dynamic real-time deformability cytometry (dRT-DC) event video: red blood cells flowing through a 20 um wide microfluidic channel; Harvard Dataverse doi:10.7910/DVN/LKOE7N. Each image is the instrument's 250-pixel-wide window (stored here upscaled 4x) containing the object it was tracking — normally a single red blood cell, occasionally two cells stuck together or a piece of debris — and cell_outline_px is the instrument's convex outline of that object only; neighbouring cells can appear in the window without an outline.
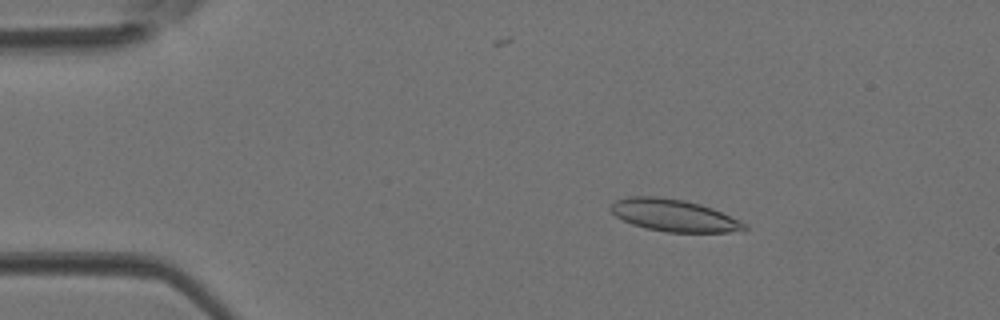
{"species": "Egyptian fruit bat (a non-hibernating species)", "species_latin": "Rousettus aegyptiacus", "temperature_condition": "room temperature", "stored_images_in_passage": 43, "camera_frame_rate_fps": 3000, "um_per_image_px": 0.085, "animal": {"sex": "female"}, "frame": {"image": 1, "passage_image": 7, "time_ms": 2.0, "image_size_px": [1000, 320], "cell_outline_px": [[748, 228], [728, 232], [668, 232], [644, 228], [632, 224], [616, 216], [608, 208], [616, 200], [628, 196], [656, 196], [684, 200], [700, 204], [712, 208], [748, 224]], "centroid_in_image_um": [57.25, 18.3], "position_along_channel_um": 27.7, "area_um2": 24.91}}
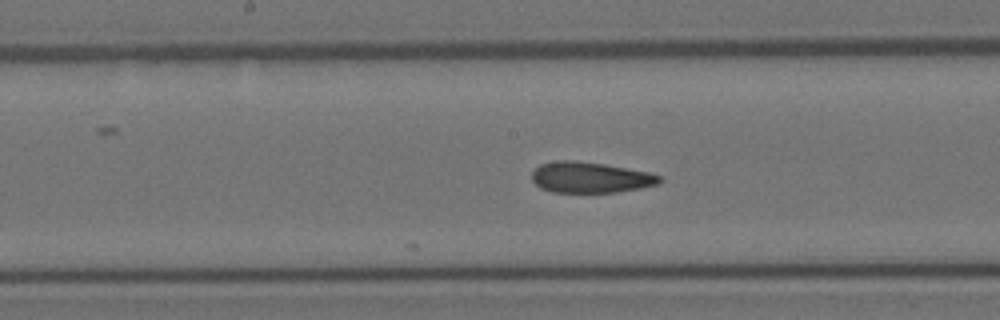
{"frame": {"image": 2, "passage_image": 22, "time_ms": 7.0, "image_size_px": [1000, 320], "cell_outline_px": [[664, 180], [660, 184], [640, 188], [616, 192], [552, 192], [540, 188], [532, 180], [532, 172], [540, 164], [556, 160], [576, 160], [604, 164], [648, 172], [660, 176]], "centroid_in_image_um": [50.17, 15.08], "position_along_channel_um": 198.0, "area_um2": 23.0}}
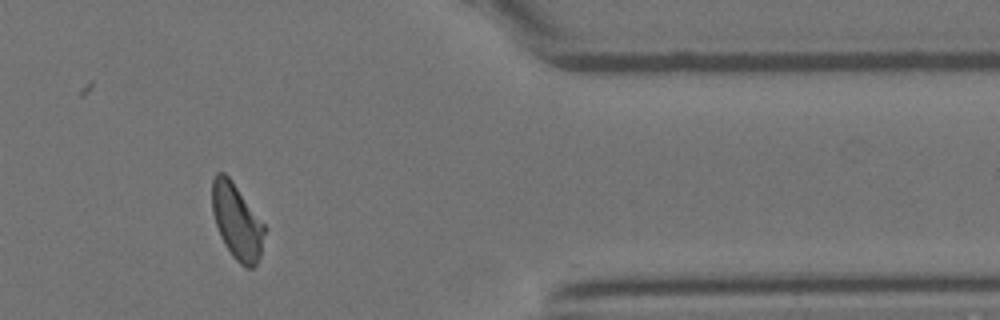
{"frame": {"image": 3, "passage_image": 36, "time_ms": 11.667, "image_size_px": [1000, 320], "cell_outline_px": [[264, 232], [260, 256], [256, 264], [252, 268], [244, 268], [232, 256], [224, 244], [220, 236], [212, 212], [212, 180], [216, 172], [224, 172], [232, 180], [264, 224]], "centroid_in_image_um": [20.11, 18.82], "position_along_channel_um": 391.3, "area_um2": 22.89}}